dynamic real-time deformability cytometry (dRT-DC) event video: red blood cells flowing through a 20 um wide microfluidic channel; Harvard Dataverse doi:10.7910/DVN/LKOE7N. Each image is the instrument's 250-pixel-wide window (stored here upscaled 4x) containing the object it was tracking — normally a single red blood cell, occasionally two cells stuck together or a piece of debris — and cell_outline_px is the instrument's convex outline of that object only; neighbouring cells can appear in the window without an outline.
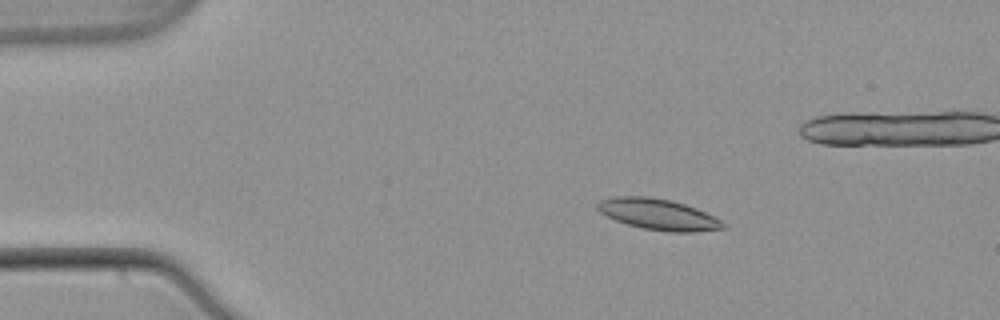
{"species": "common noctule bat (a hibernating species)", "species_latin": "Nyctalus noctula", "temperature_condition": "warm", "stored_images_in_passage": 54, "camera_frame_rate_fps": 3000, "um_per_image_px": 0.085, "animal": {"sex": "male", "body_mass_g": 21.5, "forearm_length_mm": 52.0}, "frame": {"image": 1, "passage_image": 9, "time_ms": 2.667, "image_size_px": [1000, 320], "cell_outline_px": [[728, 228], [696, 232], [668, 232], [640, 228], [616, 220], [600, 212], [596, 208], [596, 204], [600, 200], [616, 196], [648, 196], [672, 200], [696, 208], [728, 224]], "centroid_in_image_um": [55.97, 18.23], "position_along_channel_um": 29.0, "area_um2": 22.83}}
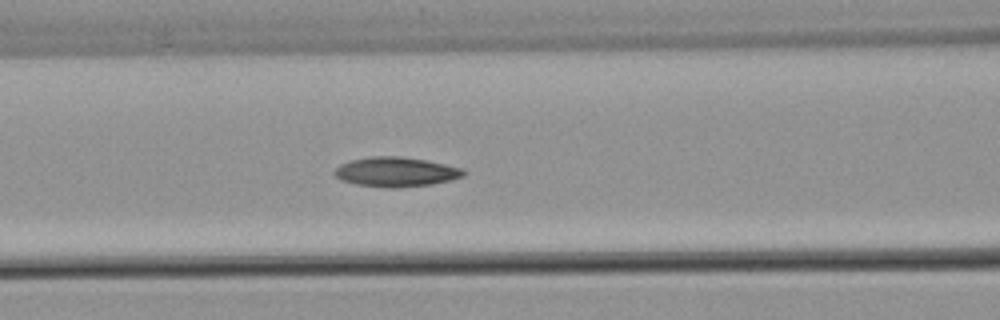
{"frame": {"image": 2, "passage_image": 22, "time_ms": 7.0, "image_size_px": [1000, 320], "cell_outline_px": [[468, 172], [464, 176], [452, 180], [432, 184], [400, 188], [388, 188], [356, 184], [340, 180], [332, 172], [340, 164], [352, 160], [372, 156], [400, 156], [424, 160], [444, 164], [460, 168]], "centroid_in_image_um": [33.65, 14.62], "position_along_channel_um": 132.9, "area_um2": 22.31}}
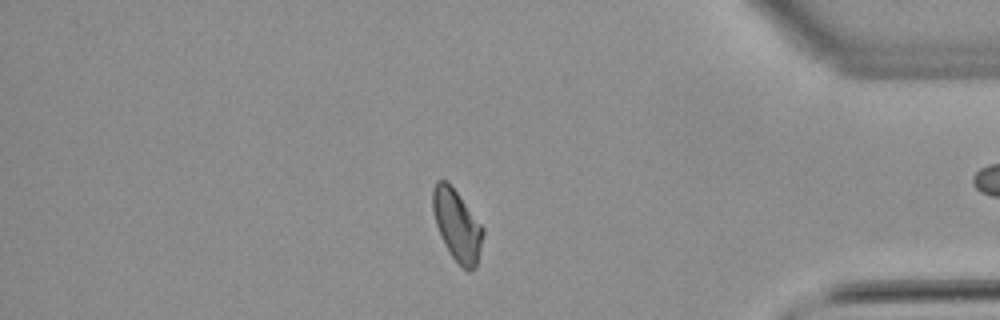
{"frame": {"image": 3, "passage_image": 45, "time_ms": 14.667, "image_size_px": [1000, 320], "cell_outline_px": [[484, 232], [476, 268], [472, 272], [468, 272], [452, 256], [444, 244], [436, 224], [432, 208], [432, 188], [436, 180], [444, 180], [456, 192], [484, 228]], "centroid_in_image_um": [38.84, 19.17], "position_along_channel_um": 396.4, "area_um2": 20.52}, "authors_computed_cell_mechanics": {"area_um2": 21.1837, "velocity_mm_per_s": 3.8392, "shape_relaxation_time_tau1_ms": null, "shape_relaxation_time_tau2_ms": 4.7058, "deformation_change_tau1": null, "deformation_change_tau2": 0.0962}}